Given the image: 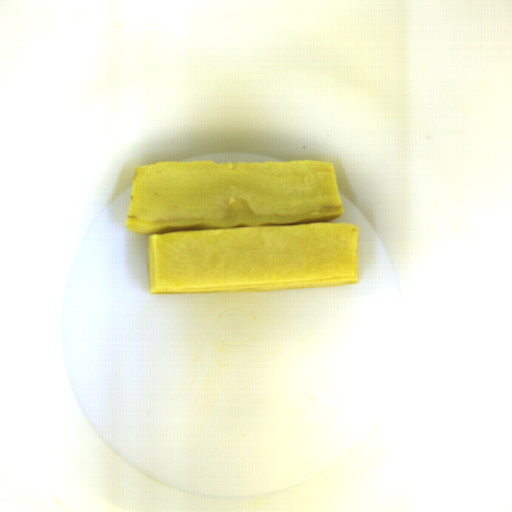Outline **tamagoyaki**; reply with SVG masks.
<instances>
[{"mask_svg": "<svg viewBox=\"0 0 512 512\" xmlns=\"http://www.w3.org/2000/svg\"><path fill=\"white\" fill-rule=\"evenodd\" d=\"M343 213L327 162L160 161L135 169L126 225L152 294L335 288L359 283Z\"/></svg>", "mask_w": 512, "mask_h": 512, "instance_id": "obj_1", "label": "tamagoyaki"}]
</instances>
